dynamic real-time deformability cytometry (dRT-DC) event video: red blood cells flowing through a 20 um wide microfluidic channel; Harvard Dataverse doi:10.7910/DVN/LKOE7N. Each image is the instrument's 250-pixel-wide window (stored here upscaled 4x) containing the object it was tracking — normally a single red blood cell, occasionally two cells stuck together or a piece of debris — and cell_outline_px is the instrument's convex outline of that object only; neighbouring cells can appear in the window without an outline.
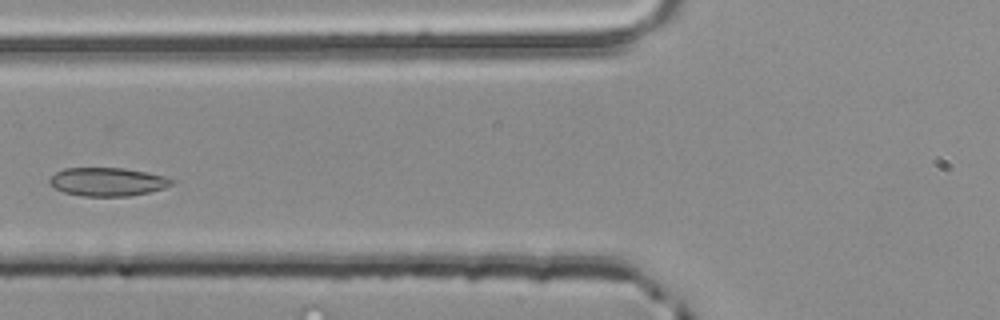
{"species": "common noctule bat (a hibernating species)", "species_latin": "Nyctalus noctula", "temperature_condition": "room temperature", "stored_images_in_passage": 4, "camera_frame_rate_fps": 3000, "um_per_image_px": 0.085, "animal": {"sex": "male", "body_mass_g": 20.4}, "frame": {"image": 1, "passage_image": 4, "time_ms": 1.0, "image_size_px": [1000, 320], "cell_outline_px": [[172, 184], [164, 188], [148, 192], [128, 196], [84, 196], [64, 192], [48, 184], [48, 180], [56, 172], [64, 168], [124, 168], [168, 176], [172, 180]], "centroid_in_image_um": [9.13, 15.44], "position_along_channel_um": 116.7, "area_um2": 20.17}}